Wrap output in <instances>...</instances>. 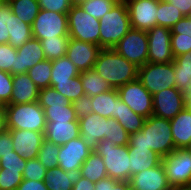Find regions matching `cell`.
<instances>
[{
  "label": "cell",
  "instance_id": "cell-1",
  "mask_svg": "<svg viewBox=\"0 0 191 190\" xmlns=\"http://www.w3.org/2000/svg\"><path fill=\"white\" fill-rule=\"evenodd\" d=\"M128 147L150 148L161 158H165L175 150L170 120L149 116L143 128L130 135Z\"/></svg>",
  "mask_w": 191,
  "mask_h": 190
},
{
  "label": "cell",
  "instance_id": "cell-2",
  "mask_svg": "<svg viewBox=\"0 0 191 190\" xmlns=\"http://www.w3.org/2000/svg\"><path fill=\"white\" fill-rule=\"evenodd\" d=\"M93 69L112 89L137 79L138 67L118 54L113 48H102Z\"/></svg>",
  "mask_w": 191,
  "mask_h": 190
},
{
  "label": "cell",
  "instance_id": "cell-3",
  "mask_svg": "<svg viewBox=\"0 0 191 190\" xmlns=\"http://www.w3.org/2000/svg\"><path fill=\"white\" fill-rule=\"evenodd\" d=\"M100 22V47L114 48L131 29L126 3L117 2Z\"/></svg>",
  "mask_w": 191,
  "mask_h": 190
},
{
  "label": "cell",
  "instance_id": "cell-4",
  "mask_svg": "<svg viewBox=\"0 0 191 190\" xmlns=\"http://www.w3.org/2000/svg\"><path fill=\"white\" fill-rule=\"evenodd\" d=\"M7 129L32 130L44 132L46 128V118L44 109L38 101L23 104H6Z\"/></svg>",
  "mask_w": 191,
  "mask_h": 190
},
{
  "label": "cell",
  "instance_id": "cell-5",
  "mask_svg": "<svg viewBox=\"0 0 191 190\" xmlns=\"http://www.w3.org/2000/svg\"><path fill=\"white\" fill-rule=\"evenodd\" d=\"M95 152L102 157L108 177L117 181H130L128 145H114L111 140L103 139Z\"/></svg>",
  "mask_w": 191,
  "mask_h": 190
},
{
  "label": "cell",
  "instance_id": "cell-6",
  "mask_svg": "<svg viewBox=\"0 0 191 190\" xmlns=\"http://www.w3.org/2000/svg\"><path fill=\"white\" fill-rule=\"evenodd\" d=\"M67 15L70 38L100 46V22L98 19L86 13L79 4H73Z\"/></svg>",
  "mask_w": 191,
  "mask_h": 190
},
{
  "label": "cell",
  "instance_id": "cell-7",
  "mask_svg": "<svg viewBox=\"0 0 191 190\" xmlns=\"http://www.w3.org/2000/svg\"><path fill=\"white\" fill-rule=\"evenodd\" d=\"M38 103L44 109L46 122L78 121L72 103L51 86L39 90Z\"/></svg>",
  "mask_w": 191,
  "mask_h": 190
},
{
  "label": "cell",
  "instance_id": "cell-8",
  "mask_svg": "<svg viewBox=\"0 0 191 190\" xmlns=\"http://www.w3.org/2000/svg\"><path fill=\"white\" fill-rule=\"evenodd\" d=\"M174 62L149 63L138 68L137 79L153 96L165 89L175 87Z\"/></svg>",
  "mask_w": 191,
  "mask_h": 190
},
{
  "label": "cell",
  "instance_id": "cell-9",
  "mask_svg": "<svg viewBox=\"0 0 191 190\" xmlns=\"http://www.w3.org/2000/svg\"><path fill=\"white\" fill-rule=\"evenodd\" d=\"M138 68L148 62V35L145 30L131 28L113 48Z\"/></svg>",
  "mask_w": 191,
  "mask_h": 190
},
{
  "label": "cell",
  "instance_id": "cell-10",
  "mask_svg": "<svg viewBox=\"0 0 191 190\" xmlns=\"http://www.w3.org/2000/svg\"><path fill=\"white\" fill-rule=\"evenodd\" d=\"M32 37L38 40L68 35V15L41 9L31 26Z\"/></svg>",
  "mask_w": 191,
  "mask_h": 190
},
{
  "label": "cell",
  "instance_id": "cell-11",
  "mask_svg": "<svg viewBox=\"0 0 191 190\" xmlns=\"http://www.w3.org/2000/svg\"><path fill=\"white\" fill-rule=\"evenodd\" d=\"M171 187L191 184V152L188 148L175 149L161 159Z\"/></svg>",
  "mask_w": 191,
  "mask_h": 190
},
{
  "label": "cell",
  "instance_id": "cell-12",
  "mask_svg": "<svg viewBox=\"0 0 191 190\" xmlns=\"http://www.w3.org/2000/svg\"><path fill=\"white\" fill-rule=\"evenodd\" d=\"M119 97L126 103L135 113L148 118L153 113V96L138 80L128 82L119 87Z\"/></svg>",
  "mask_w": 191,
  "mask_h": 190
},
{
  "label": "cell",
  "instance_id": "cell-13",
  "mask_svg": "<svg viewBox=\"0 0 191 190\" xmlns=\"http://www.w3.org/2000/svg\"><path fill=\"white\" fill-rule=\"evenodd\" d=\"M92 152L84 139L79 136L64 145H60L58 166L66 172L77 175L82 164Z\"/></svg>",
  "mask_w": 191,
  "mask_h": 190
},
{
  "label": "cell",
  "instance_id": "cell-14",
  "mask_svg": "<svg viewBox=\"0 0 191 190\" xmlns=\"http://www.w3.org/2000/svg\"><path fill=\"white\" fill-rule=\"evenodd\" d=\"M186 106V94L171 87L153 95L152 115L171 120Z\"/></svg>",
  "mask_w": 191,
  "mask_h": 190
},
{
  "label": "cell",
  "instance_id": "cell-15",
  "mask_svg": "<svg viewBox=\"0 0 191 190\" xmlns=\"http://www.w3.org/2000/svg\"><path fill=\"white\" fill-rule=\"evenodd\" d=\"M146 32L149 44L148 62H173L174 56L171 48V29L157 25Z\"/></svg>",
  "mask_w": 191,
  "mask_h": 190
},
{
  "label": "cell",
  "instance_id": "cell-16",
  "mask_svg": "<svg viewBox=\"0 0 191 190\" xmlns=\"http://www.w3.org/2000/svg\"><path fill=\"white\" fill-rule=\"evenodd\" d=\"M126 6L131 28L148 31L157 26L158 0H129Z\"/></svg>",
  "mask_w": 191,
  "mask_h": 190
},
{
  "label": "cell",
  "instance_id": "cell-17",
  "mask_svg": "<svg viewBox=\"0 0 191 190\" xmlns=\"http://www.w3.org/2000/svg\"><path fill=\"white\" fill-rule=\"evenodd\" d=\"M12 137L13 150L25 160L37 158L44 132L21 129H7Z\"/></svg>",
  "mask_w": 191,
  "mask_h": 190
},
{
  "label": "cell",
  "instance_id": "cell-18",
  "mask_svg": "<svg viewBox=\"0 0 191 190\" xmlns=\"http://www.w3.org/2000/svg\"><path fill=\"white\" fill-rule=\"evenodd\" d=\"M101 49L98 45L70 38L66 57L83 72L93 69Z\"/></svg>",
  "mask_w": 191,
  "mask_h": 190
},
{
  "label": "cell",
  "instance_id": "cell-19",
  "mask_svg": "<svg viewBox=\"0 0 191 190\" xmlns=\"http://www.w3.org/2000/svg\"><path fill=\"white\" fill-rule=\"evenodd\" d=\"M80 136L91 151H95L100 141L106 137L107 118L92 112L78 119Z\"/></svg>",
  "mask_w": 191,
  "mask_h": 190
},
{
  "label": "cell",
  "instance_id": "cell-20",
  "mask_svg": "<svg viewBox=\"0 0 191 190\" xmlns=\"http://www.w3.org/2000/svg\"><path fill=\"white\" fill-rule=\"evenodd\" d=\"M130 184L141 190H171L162 163L132 175Z\"/></svg>",
  "mask_w": 191,
  "mask_h": 190
},
{
  "label": "cell",
  "instance_id": "cell-21",
  "mask_svg": "<svg viewBox=\"0 0 191 190\" xmlns=\"http://www.w3.org/2000/svg\"><path fill=\"white\" fill-rule=\"evenodd\" d=\"M16 51L15 74L27 73L30 68L46 59L41 41L33 37Z\"/></svg>",
  "mask_w": 191,
  "mask_h": 190
},
{
  "label": "cell",
  "instance_id": "cell-22",
  "mask_svg": "<svg viewBox=\"0 0 191 190\" xmlns=\"http://www.w3.org/2000/svg\"><path fill=\"white\" fill-rule=\"evenodd\" d=\"M175 149L191 146V108L186 106L170 120Z\"/></svg>",
  "mask_w": 191,
  "mask_h": 190
},
{
  "label": "cell",
  "instance_id": "cell-23",
  "mask_svg": "<svg viewBox=\"0 0 191 190\" xmlns=\"http://www.w3.org/2000/svg\"><path fill=\"white\" fill-rule=\"evenodd\" d=\"M39 88L27 73L13 74V91L7 104H23L38 101Z\"/></svg>",
  "mask_w": 191,
  "mask_h": 190
},
{
  "label": "cell",
  "instance_id": "cell-24",
  "mask_svg": "<svg viewBox=\"0 0 191 190\" xmlns=\"http://www.w3.org/2000/svg\"><path fill=\"white\" fill-rule=\"evenodd\" d=\"M80 136L79 122H47L44 131L45 139L54 144L64 145Z\"/></svg>",
  "mask_w": 191,
  "mask_h": 190
},
{
  "label": "cell",
  "instance_id": "cell-25",
  "mask_svg": "<svg viewBox=\"0 0 191 190\" xmlns=\"http://www.w3.org/2000/svg\"><path fill=\"white\" fill-rule=\"evenodd\" d=\"M131 177L161 163V157L150 148L128 147Z\"/></svg>",
  "mask_w": 191,
  "mask_h": 190
},
{
  "label": "cell",
  "instance_id": "cell-26",
  "mask_svg": "<svg viewBox=\"0 0 191 190\" xmlns=\"http://www.w3.org/2000/svg\"><path fill=\"white\" fill-rule=\"evenodd\" d=\"M115 119L129 135L140 131L146 120L142 115L135 113L120 97L117 98Z\"/></svg>",
  "mask_w": 191,
  "mask_h": 190
},
{
  "label": "cell",
  "instance_id": "cell-27",
  "mask_svg": "<svg viewBox=\"0 0 191 190\" xmlns=\"http://www.w3.org/2000/svg\"><path fill=\"white\" fill-rule=\"evenodd\" d=\"M175 87L187 94L191 88V52L174 57Z\"/></svg>",
  "mask_w": 191,
  "mask_h": 190
},
{
  "label": "cell",
  "instance_id": "cell-28",
  "mask_svg": "<svg viewBox=\"0 0 191 190\" xmlns=\"http://www.w3.org/2000/svg\"><path fill=\"white\" fill-rule=\"evenodd\" d=\"M119 93L117 89L103 92L99 95L92 96V109L103 118L115 119L117 109V98Z\"/></svg>",
  "mask_w": 191,
  "mask_h": 190
},
{
  "label": "cell",
  "instance_id": "cell-29",
  "mask_svg": "<svg viewBox=\"0 0 191 190\" xmlns=\"http://www.w3.org/2000/svg\"><path fill=\"white\" fill-rule=\"evenodd\" d=\"M52 76L51 84L70 82V79L80 75L78 68L65 56L51 60Z\"/></svg>",
  "mask_w": 191,
  "mask_h": 190
},
{
  "label": "cell",
  "instance_id": "cell-30",
  "mask_svg": "<svg viewBox=\"0 0 191 190\" xmlns=\"http://www.w3.org/2000/svg\"><path fill=\"white\" fill-rule=\"evenodd\" d=\"M79 175L94 183L108 177L102 157L93 151L82 164Z\"/></svg>",
  "mask_w": 191,
  "mask_h": 190
},
{
  "label": "cell",
  "instance_id": "cell-31",
  "mask_svg": "<svg viewBox=\"0 0 191 190\" xmlns=\"http://www.w3.org/2000/svg\"><path fill=\"white\" fill-rule=\"evenodd\" d=\"M75 176L57 166L46 169L44 181L49 190H72Z\"/></svg>",
  "mask_w": 191,
  "mask_h": 190
},
{
  "label": "cell",
  "instance_id": "cell-32",
  "mask_svg": "<svg viewBox=\"0 0 191 190\" xmlns=\"http://www.w3.org/2000/svg\"><path fill=\"white\" fill-rule=\"evenodd\" d=\"M84 93L90 97L110 91L111 86L94 69L80 73Z\"/></svg>",
  "mask_w": 191,
  "mask_h": 190
},
{
  "label": "cell",
  "instance_id": "cell-33",
  "mask_svg": "<svg viewBox=\"0 0 191 190\" xmlns=\"http://www.w3.org/2000/svg\"><path fill=\"white\" fill-rule=\"evenodd\" d=\"M7 3L20 20L31 26L41 10L38 0H8Z\"/></svg>",
  "mask_w": 191,
  "mask_h": 190
},
{
  "label": "cell",
  "instance_id": "cell-34",
  "mask_svg": "<svg viewBox=\"0 0 191 190\" xmlns=\"http://www.w3.org/2000/svg\"><path fill=\"white\" fill-rule=\"evenodd\" d=\"M9 36L8 43L17 49L32 38L31 25L23 22L12 13Z\"/></svg>",
  "mask_w": 191,
  "mask_h": 190
},
{
  "label": "cell",
  "instance_id": "cell-35",
  "mask_svg": "<svg viewBox=\"0 0 191 190\" xmlns=\"http://www.w3.org/2000/svg\"><path fill=\"white\" fill-rule=\"evenodd\" d=\"M157 25L171 29L180 19L184 17L180 10L167 2L158 0V9L156 15Z\"/></svg>",
  "mask_w": 191,
  "mask_h": 190
},
{
  "label": "cell",
  "instance_id": "cell-36",
  "mask_svg": "<svg viewBox=\"0 0 191 190\" xmlns=\"http://www.w3.org/2000/svg\"><path fill=\"white\" fill-rule=\"evenodd\" d=\"M69 40V36H55V38L41 40L45 58L54 60L65 57Z\"/></svg>",
  "mask_w": 191,
  "mask_h": 190
},
{
  "label": "cell",
  "instance_id": "cell-37",
  "mask_svg": "<svg viewBox=\"0 0 191 190\" xmlns=\"http://www.w3.org/2000/svg\"><path fill=\"white\" fill-rule=\"evenodd\" d=\"M28 76L40 89L50 87L52 76V62L45 59L27 71Z\"/></svg>",
  "mask_w": 191,
  "mask_h": 190
},
{
  "label": "cell",
  "instance_id": "cell-38",
  "mask_svg": "<svg viewBox=\"0 0 191 190\" xmlns=\"http://www.w3.org/2000/svg\"><path fill=\"white\" fill-rule=\"evenodd\" d=\"M59 152L60 145L54 144L44 138L38 152L37 159L46 169H52L53 167L58 166Z\"/></svg>",
  "mask_w": 191,
  "mask_h": 190
},
{
  "label": "cell",
  "instance_id": "cell-39",
  "mask_svg": "<svg viewBox=\"0 0 191 190\" xmlns=\"http://www.w3.org/2000/svg\"><path fill=\"white\" fill-rule=\"evenodd\" d=\"M50 86L65 96L70 103L76 101L80 96L85 94L80 75L70 79V82L50 84Z\"/></svg>",
  "mask_w": 191,
  "mask_h": 190
},
{
  "label": "cell",
  "instance_id": "cell-40",
  "mask_svg": "<svg viewBox=\"0 0 191 190\" xmlns=\"http://www.w3.org/2000/svg\"><path fill=\"white\" fill-rule=\"evenodd\" d=\"M105 140H111L114 145L125 146L129 144L130 135L116 119L107 118Z\"/></svg>",
  "mask_w": 191,
  "mask_h": 190
},
{
  "label": "cell",
  "instance_id": "cell-41",
  "mask_svg": "<svg viewBox=\"0 0 191 190\" xmlns=\"http://www.w3.org/2000/svg\"><path fill=\"white\" fill-rule=\"evenodd\" d=\"M116 3L117 0H86L79 5L86 11V13L100 20L101 17H103L106 12L110 11Z\"/></svg>",
  "mask_w": 191,
  "mask_h": 190
},
{
  "label": "cell",
  "instance_id": "cell-42",
  "mask_svg": "<svg viewBox=\"0 0 191 190\" xmlns=\"http://www.w3.org/2000/svg\"><path fill=\"white\" fill-rule=\"evenodd\" d=\"M17 51L11 44H0V70L15 74Z\"/></svg>",
  "mask_w": 191,
  "mask_h": 190
},
{
  "label": "cell",
  "instance_id": "cell-43",
  "mask_svg": "<svg viewBox=\"0 0 191 190\" xmlns=\"http://www.w3.org/2000/svg\"><path fill=\"white\" fill-rule=\"evenodd\" d=\"M0 165L4 171L20 172L23 175L26 160L13 151L0 158Z\"/></svg>",
  "mask_w": 191,
  "mask_h": 190
},
{
  "label": "cell",
  "instance_id": "cell-44",
  "mask_svg": "<svg viewBox=\"0 0 191 190\" xmlns=\"http://www.w3.org/2000/svg\"><path fill=\"white\" fill-rule=\"evenodd\" d=\"M46 168L37 158L26 160L25 169L23 170V179L44 181Z\"/></svg>",
  "mask_w": 191,
  "mask_h": 190
},
{
  "label": "cell",
  "instance_id": "cell-45",
  "mask_svg": "<svg viewBox=\"0 0 191 190\" xmlns=\"http://www.w3.org/2000/svg\"><path fill=\"white\" fill-rule=\"evenodd\" d=\"M12 13L11 7L7 2L0 7V44L9 42Z\"/></svg>",
  "mask_w": 191,
  "mask_h": 190
},
{
  "label": "cell",
  "instance_id": "cell-46",
  "mask_svg": "<svg viewBox=\"0 0 191 190\" xmlns=\"http://www.w3.org/2000/svg\"><path fill=\"white\" fill-rule=\"evenodd\" d=\"M23 180L20 172L4 171L0 173V190H17Z\"/></svg>",
  "mask_w": 191,
  "mask_h": 190
},
{
  "label": "cell",
  "instance_id": "cell-47",
  "mask_svg": "<svg viewBox=\"0 0 191 190\" xmlns=\"http://www.w3.org/2000/svg\"><path fill=\"white\" fill-rule=\"evenodd\" d=\"M13 75L0 70V102L6 105L12 96Z\"/></svg>",
  "mask_w": 191,
  "mask_h": 190
},
{
  "label": "cell",
  "instance_id": "cell-48",
  "mask_svg": "<svg viewBox=\"0 0 191 190\" xmlns=\"http://www.w3.org/2000/svg\"><path fill=\"white\" fill-rule=\"evenodd\" d=\"M40 9L68 13L73 6L72 0H38Z\"/></svg>",
  "mask_w": 191,
  "mask_h": 190
},
{
  "label": "cell",
  "instance_id": "cell-49",
  "mask_svg": "<svg viewBox=\"0 0 191 190\" xmlns=\"http://www.w3.org/2000/svg\"><path fill=\"white\" fill-rule=\"evenodd\" d=\"M91 103L92 97L87 94L80 96L76 101L72 102L73 109L78 119L93 112Z\"/></svg>",
  "mask_w": 191,
  "mask_h": 190
},
{
  "label": "cell",
  "instance_id": "cell-50",
  "mask_svg": "<svg viewBox=\"0 0 191 190\" xmlns=\"http://www.w3.org/2000/svg\"><path fill=\"white\" fill-rule=\"evenodd\" d=\"M171 37L191 38V17L184 16L171 28Z\"/></svg>",
  "mask_w": 191,
  "mask_h": 190
},
{
  "label": "cell",
  "instance_id": "cell-51",
  "mask_svg": "<svg viewBox=\"0 0 191 190\" xmlns=\"http://www.w3.org/2000/svg\"><path fill=\"white\" fill-rule=\"evenodd\" d=\"M171 48L174 57L191 52V38L171 37Z\"/></svg>",
  "mask_w": 191,
  "mask_h": 190
},
{
  "label": "cell",
  "instance_id": "cell-52",
  "mask_svg": "<svg viewBox=\"0 0 191 190\" xmlns=\"http://www.w3.org/2000/svg\"><path fill=\"white\" fill-rule=\"evenodd\" d=\"M12 137L9 130H6L0 135V158L13 152Z\"/></svg>",
  "mask_w": 191,
  "mask_h": 190
},
{
  "label": "cell",
  "instance_id": "cell-53",
  "mask_svg": "<svg viewBox=\"0 0 191 190\" xmlns=\"http://www.w3.org/2000/svg\"><path fill=\"white\" fill-rule=\"evenodd\" d=\"M17 190H49V187L45 181L23 179Z\"/></svg>",
  "mask_w": 191,
  "mask_h": 190
},
{
  "label": "cell",
  "instance_id": "cell-54",
  "mask_svg": "<svg viewBox=\"0 0 191 190\" xmlns=\"http://www.w3.org/2000/svg\"><path fill=\"white\" fill-rule=\"evenodd\" d=\"M95 183L77 174L74 179L72 190H94Z\"/></svg>",
  "mask_w": 191,
  "mask_h": 190
},
{
  "label": "cell",
  "instance_id": "cell-55",
  "mask_svg": "<svg viewBox=\"0 0 191 190\" xmlns=\"http://www.w3.org/2000/svg\"><path fill=\"white\" fill-rule=\"evenodd\" d=\"M176 9L180 10L184 16H189L191 13V0H166Z\"/></svg>",
  "mask_w": 191,
  "mask_h": 190
},
{
  "label": "cell",
  "instance_id": "cell-56",
  "mask_svg": "<svg viewBox=\"0 0 191 190\" xmlns=\"http://www.w3.org/2000/svg\"><path fill=\"white\" fill-rule=\"evenodd\" d=\"M109 190H131L130 181H117L109 177Z\"/></svg>",
  "mask_w": 191,
  "mask_h": 190
},
{
  "label": "cell",
  "instance_id": "cell-57",
  "mask_svg": "<svg viewBox=\"0 0 191 190\" xmlns=\"http://www.w3.org/2000/svg\"><path fill=\"white\" fill-rule=\"evenodd\" d=\"M7 130L6 111L3 107L0 110V135Z\"/></svg>",
  "mask_w": 191,
  "mask_h": 190
},
{
  "label": "cell",
  "instance_id": "cell-58",
  "mask_svg": "<svg viewBox=\"0 0 191 190\" xmlns=\"http://www.w3.org/2000/svg\"><path fill=\"white\" fill-rule=\"evenodd\" d=\"M94 190H109V177L97 181Z\"/></svg>",
  "mask_w": 191,
  "mask_h": 190
},
{
  "label": "cell",
  "instance_id": "cell-59",
  "mask_svg": "<svg viewBox=\"0 0 191 190\" xmlns=\"http://www.w3.org/2000/svg\"><path fill=\"white\" fill-rule=\"evenodd\" d=\"M171 190H191V184L171 187Z\"/></svg>",
  "mask_w": 191,
  "mask_h": 190
},
{
  "label": "cell",
  "instance_id": "cell-60",
  "mask_svg": "<svg viewBox=\"0 0 191 190\" xmlns=\"http://www.w3.org/2000/svg\"><path fill=\"white\" fill-rule=\"evenodd\" d=\"M187 106L191 108V88L190 91L186 94Z\"/></svg>",
  "mask_w": 191,
  "mask_h": 190
},
{
  "label": "cell",
  "instance_id": "cell-61",
  "mask_svg": "<svg viewBox=\"0 0 191 190\" xmlns=\"http://www.w3.org/2000/svg\"><path fill=\"white\" fill-rule=\"evenodd\" d=\"M83 1H86V0H72V3L73 4H80Z\"/></svg>",
  "mask_w": 191,
  "mask_h": 190
},
{
  "label": "cell",
  "instance_id": "cell-62",
  "mask_svg": "<svg viewBox=\"0 0 191 190\" xmlns=\"http://www.w3.org/2000/svg\"><path fill=\"white\" fill-rule=\"evenodd\" d=\"M6 3V0H0V7Z\"/></svg>",
  "mask_w": 191,
  "mask_h": 190
},
{
  "label": "cell",
  "instance_id": "cell-63",
  "mask_svg": "<svg viewBox=\"0 0 191 190\" xmlns=\"http://www.w3.org/2000/svg\"><path fill=\"white\" fill-rule=\"evenodd\" d=\"M129 0H117V2L127 3Z\"/></svg>",
  "mask_w": 191,
  "mask_h": 190
},
{
  "label": "cell",
  "instance_id": "cell-64",
  "mask_svg": "<svg viewBox=\"0 0 191 190\" xmlns=\"http://www.w3.org/2000/svg\"><path fill=\"white\" fill-rule=\"evenodd\" d=\"M4 107V105L0 102V110Z\"/></svg>",
  "mask_w": 191,
  "mask_h": 190
},
{
  "label": "cell",
  "instance_id": "cell-65",
  "mask_svg": "<svg viewBox=\"0 0 191 190\" xmlns=\"http://www.w3.org/2000/svg\"><path fill=\"white\" fill-rule=\"evenodd\" d=\"M131 190H141V189H136V188H132V187H131Z\"/></svg>",
  "mask_w": 191,
  "mask_h": 190
}]
</instances>
